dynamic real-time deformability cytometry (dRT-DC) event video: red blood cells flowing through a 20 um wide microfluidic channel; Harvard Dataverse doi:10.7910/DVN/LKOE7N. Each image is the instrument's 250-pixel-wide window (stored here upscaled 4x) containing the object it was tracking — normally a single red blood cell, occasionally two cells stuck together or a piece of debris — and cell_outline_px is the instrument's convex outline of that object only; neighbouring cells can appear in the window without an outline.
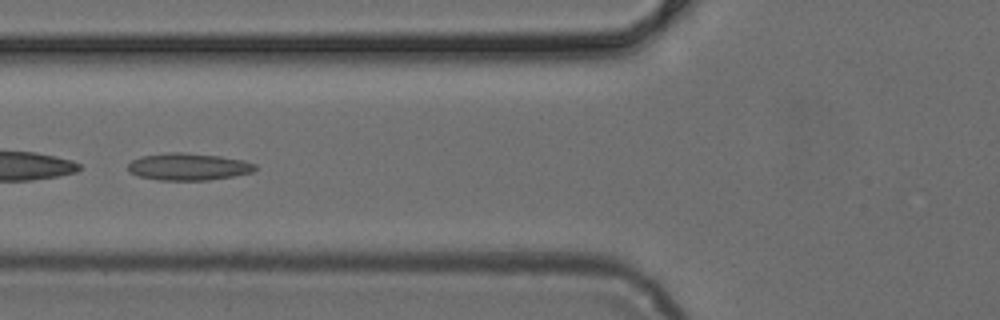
{"species": "common noctule bat (a hibernating species)", "species_latin": "Nyctalus noctula", "temperature_condition": "cold", "stored_images_in_passage": 42, "camera_frame_rate_fps": 3000, "um_per_image_px": 0.085, "animal": {"sex": "female", "body_mass_g": 24.6, "forearm_length_mm": 56.2}, "frame": {"image": 1, "passage_image": 13, "time_ms": 4.0, "image_size_px": [1000, 320], "cell_outline_px": [[256, 168], [252, 172], [232, 176], [208, 180], [160, 180], [136, 176], [128, 172], [128, 164], [132, 160], [140, 156], [168, 152], [180, 152], [220, 156], [244, 160], [256, 164]], "centroid_in_image_um": [15.97, 14.17], "position_along_channel_um": 109.8, "area_um2": 20.17}}
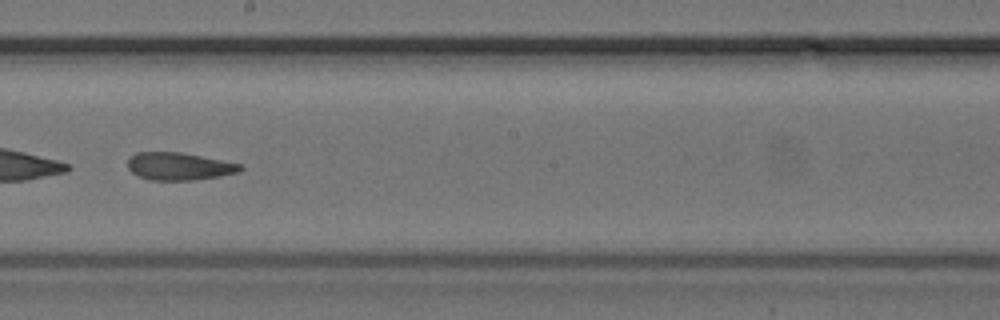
{"frame": {"image": 2, "passage_image": 22, "time_ms": 7.0, "image_size_px": [1000, 320], "cell_outline_px": [[244, 168], [240, 172], [220, 176], [192, 180], [148, 180], [132, 172], [128, 168], [128, 160], [136, 152], [180, 152], [240, 164]], "centroid_in_image_um": [15.22, 14.14], "position_along_channel_um": 233.0, "area_um2": 17.92}}
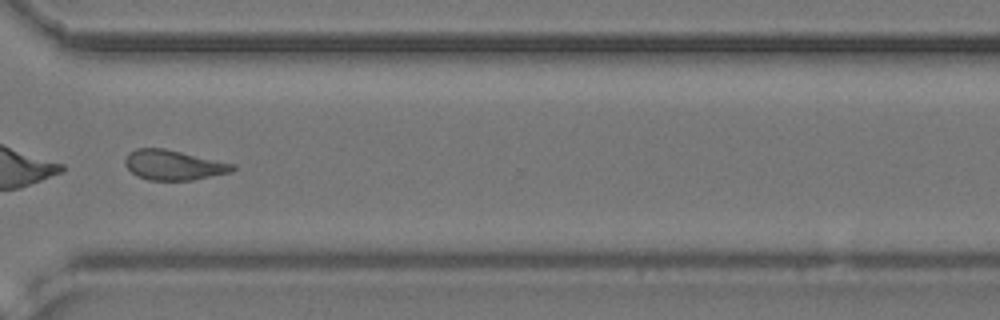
{"frame": {"image": 3, "passage_image": 31, "time_ms": 10.0, "image_size_px": [1000, 320], "cell_outline_px": [[236, 168], [232, 172], [192, 180], [148, 180], [136, 176], [124, 164], [124, 160], [128, 152], [136, 148], [164, 148], [236, 164]], "centroid_in_image_um": [14.74, 14.02], "position_along_channel_um": 355.9, "area_um2": 18.9}}